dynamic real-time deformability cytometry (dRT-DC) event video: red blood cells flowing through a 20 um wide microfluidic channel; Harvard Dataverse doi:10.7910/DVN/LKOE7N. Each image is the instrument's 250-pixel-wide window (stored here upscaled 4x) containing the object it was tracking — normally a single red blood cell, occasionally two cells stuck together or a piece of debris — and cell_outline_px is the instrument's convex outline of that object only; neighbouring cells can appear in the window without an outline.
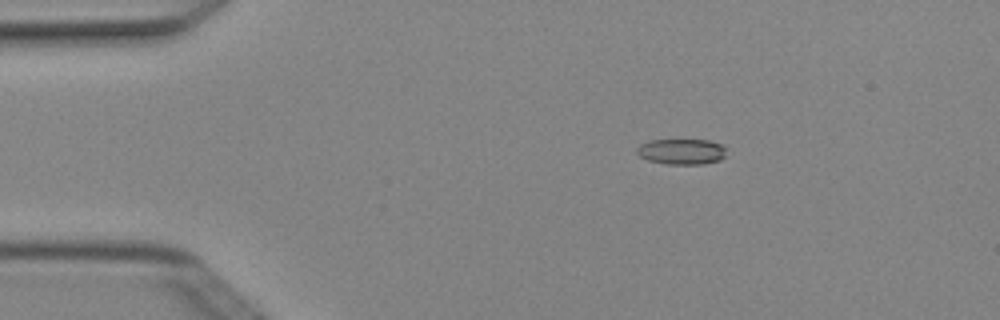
{"species": "Egyptian fruit bat (a non-hibernating species)", "species_latin": "Rousettus aegyptiacus", "temperature_condition": "cold", "stored_images_in_passage": 6, "camera_frame_rate_fps": 3000, "um_per_image_px": 0.085, "animal": {"sex": "female"}, "frame": {"image": 1, "passage_image": 2, "time_ms": 0.333, "image_size_px": [1000, 320], "cell_outline_px": [[724, 156], [720, 160], [704, 164], [664, 164], [648, 160], [640, 156], [636, 152], [636, 148], [640, 144], [648, 140], [708, 140], [720, 144], [724, 148]], "centroid_in_image_um": [57.89, 12.89], "position_along_channel_um": 27.1, "area_um2": 13.35}}
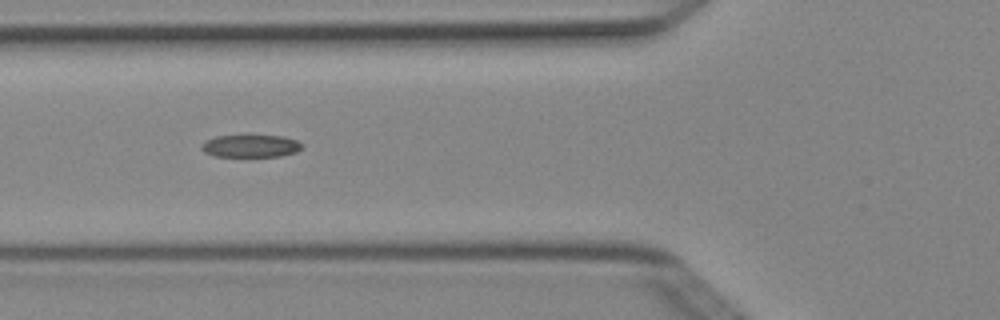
{"frame": {"image": 2, "passage_image": 5, "time_ms": 1.333, "image_size_px": [1000, 320], "cell_outline_px": [[304, 144], [296, 152], [280, 156], [216, 156], [204, 152], [200, 148], [200, 144], [216, 136], [284, 136], [296, 140]], "centroid_in_image_um": [21.31, 12.41], "position_along_channel_um": 104.5, "area_um2": 13.01}}
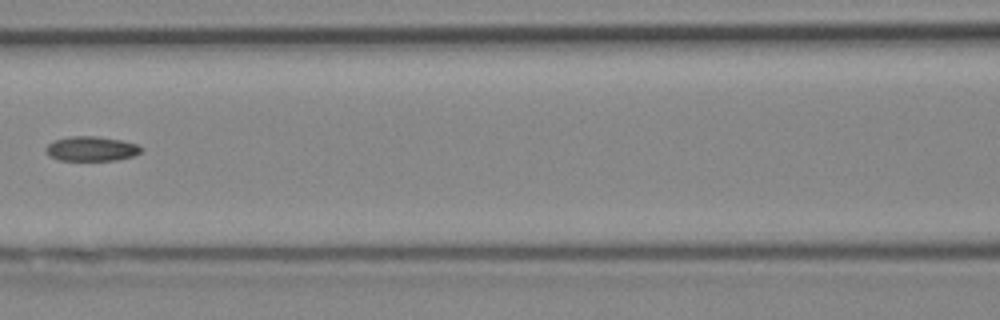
{"frame": {"image": 3, "passage_image": 6, "time_ms": 1.667, "image_size_px": [1000, 320], "cell_outline_px": [[144, 148], [140, 152], [132, 156], [116, 160], [56, 160], [48, 156], [44, 152], [44, 148], [48, 144], [56, 140], [72, 136], [96, 136], [124, 140], [136, 144]], "centroid_in_image_um": [7.74, 12.64], "position_along_channel_um": 158.9, "area_um2": 13.81}}